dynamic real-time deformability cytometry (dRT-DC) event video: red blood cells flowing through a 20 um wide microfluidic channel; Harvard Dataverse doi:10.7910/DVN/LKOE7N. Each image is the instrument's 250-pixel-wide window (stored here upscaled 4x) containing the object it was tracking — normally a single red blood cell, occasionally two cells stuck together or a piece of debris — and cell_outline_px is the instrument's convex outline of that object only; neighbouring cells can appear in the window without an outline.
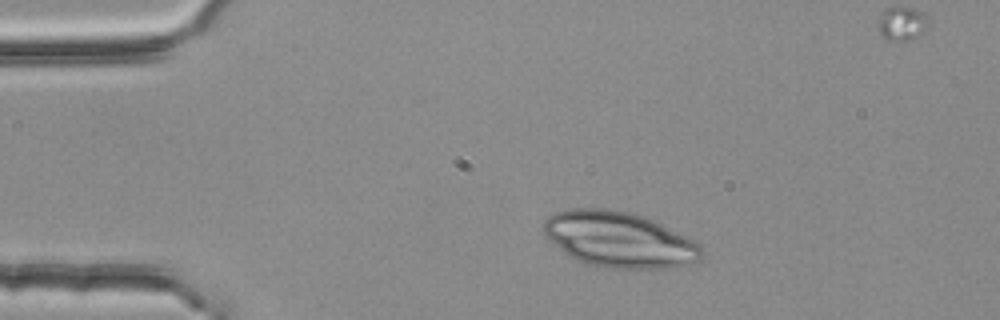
{"species": "common noctule bat (a hibernating species)", "species_latin": "Nyctalus noctula", "temperature_condition": "room temperature", "stored_images_in_passage": 2, "camera_frame_rate_fps": 3000, "um_per_image_px": 0.085, "animal": {"sex": "female", "body_mass_g": 25.1}, "frame": {"image": 1, "passage_image": 1, "time_ms": 0.0, "image_size_px": [1000, 320], "cell_outline_px": [[704, 256], [700, 260], [668, 268], [604, 268], [584, 264], [576, 260], [564, 252], [548, 240], [544, 236], [544, 220], [548, 216], [556, 212], [572, 208], [608, 208], [636, 212], [656, 220], [700, 244], [704, 252]], "centroid_in_image_um": [52.62, 20.35], "position_along_channel_um": 32.4, "area_um2": 51.85}}